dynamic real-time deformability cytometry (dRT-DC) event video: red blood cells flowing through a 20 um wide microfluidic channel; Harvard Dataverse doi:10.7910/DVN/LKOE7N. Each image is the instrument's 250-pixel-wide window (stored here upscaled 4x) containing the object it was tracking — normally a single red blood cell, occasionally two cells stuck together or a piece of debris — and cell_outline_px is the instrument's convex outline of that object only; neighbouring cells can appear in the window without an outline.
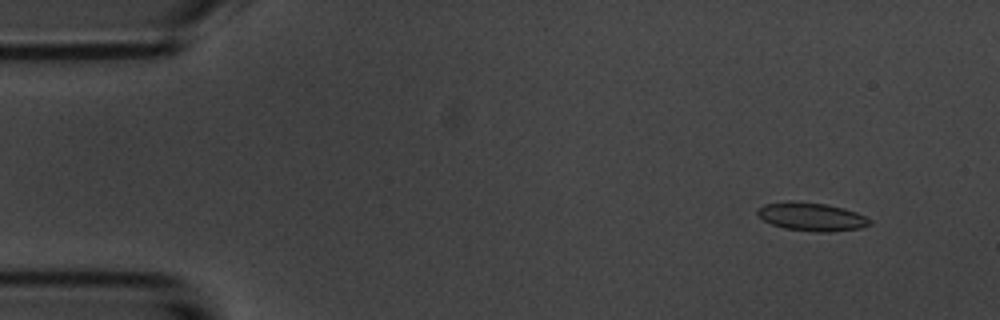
{"species": "common noctule bat (a hibernating species)", "species_latin": "Nyctalus noctula", "temperature_condition": "room temperature", "stored_images_in_passage": 5, "camera_frame_rate_fps": 3000, "um_per_image_px": 0.085, "animal": {"sex": "male", "body_mass_g": 20.1, "forearm_length_mm": 53.5}, "frame": {"image": 1, "passage_image": 2, "time_ms": 1.0, "image_size_px": [1000, 320], "cell_outline_px": [[872, 224], [864, 228], [828, 232], [816, 232], [784, 228], [772, 224], [764, 220], [756, 212], [764, 204], [824, 204], [844, 208], [856, 212], [872, 220]], "centroid_in_image_um": [69.11, 18.48], "position_along_channel_um": 15.9, "area_um2": 17.69}}
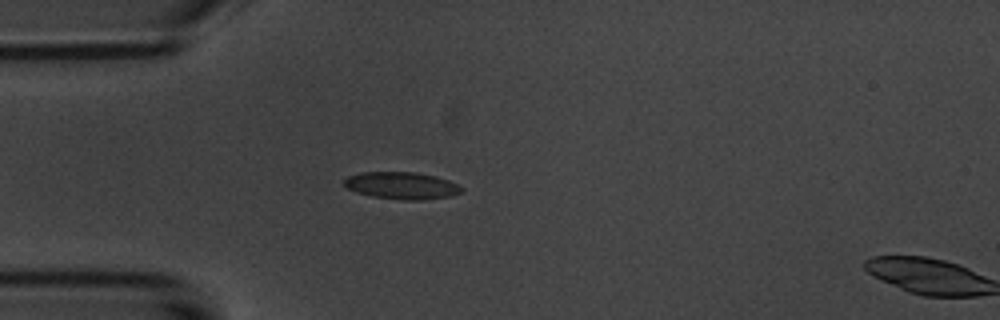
{"frame": {"image": 2, "passage_image": 4, "time_ms": 4.333, "image_size_px": [1000, 320], "cell_outline_px": [[464, 192], [452, 196], [420, 200], [404, 200], [372, 196], [356, 192], [348, 188], [344, 184], [344, 180], [348, 176], [360, 172], [416, 172], [436, 176], [448, 180], [464, 188]], "centroid_in_image_um": [34.18, 15.77], "position_along_channel_um": 50.8, "area_um2": 18.61}}